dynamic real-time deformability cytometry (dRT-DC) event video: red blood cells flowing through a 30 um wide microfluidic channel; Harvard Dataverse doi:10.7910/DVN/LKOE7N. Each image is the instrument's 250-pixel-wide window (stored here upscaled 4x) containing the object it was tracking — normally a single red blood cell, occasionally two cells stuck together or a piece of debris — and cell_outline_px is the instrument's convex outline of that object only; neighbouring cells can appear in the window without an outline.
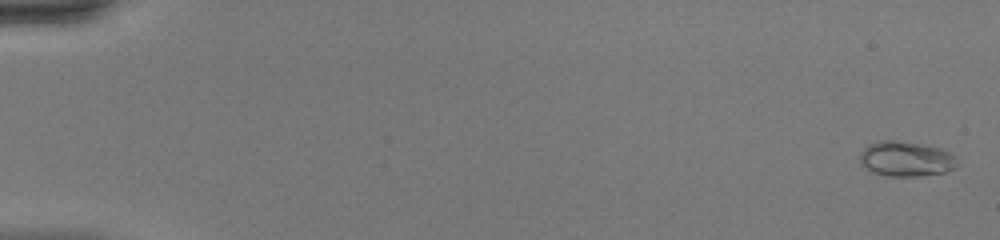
{"species": "common noctule bat (a hibernating species)", "species_latin": "Nyctalus noctula", "temperature_condition": "warm", "stored_images_in_passage": 49, "camera_frame_rate_fps": 3000, "um_per_image_px": 0.085, "animal": {"sex": "female", "body_mass_g": 20.0, "forearm_length_mm": 54.0}, "frame": {"image": 1, "passage_image": 2, "time_ms": 0.333, "image_size_px": [1000, 240], "cell_outline_px": [[956, 168], [944, 172], [916, 176], [884, 176], [872, 172], [860, 160], [860, 152], [868, 144], [880, 140], [896, 140], [924, 144], [940, 148], [956, 156]], "centroid_in_image_um": [77.01, 13.49], "position_along_channel_um": 8.0, "area_um2": 19.88}}
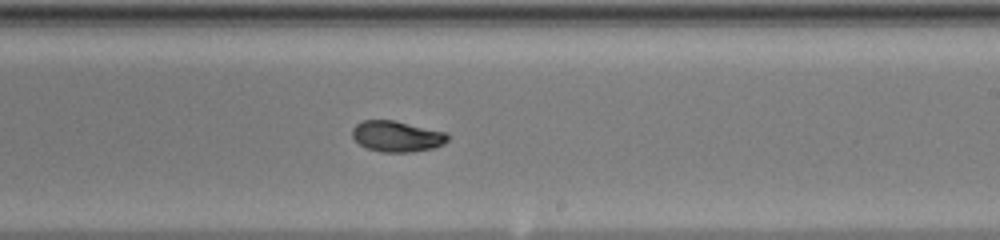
{"frame": {"image": 2, "passage_image": 31, "time_ms": 10.0, "image_size_px": [1000, 240], "cell_outline_px": [[448, 140], [444, 144], [432, 148], [412, 152], [380, 152], [368, 148], [360, 144], [352, 136], [352, 128], [356, 124], [364, 120], [392, 120], [448, 132]], "centroid_in_image_um": [33.75, 11.59], "position_along_channel_um": 255.3, "area_um2": 17.17}}
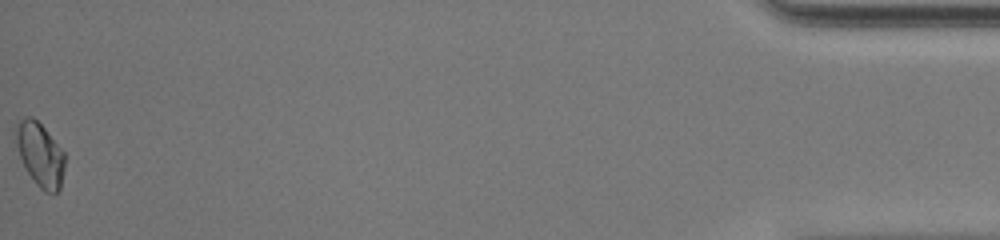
{"frame": {"image": 3, "passage_image": 49, "time_ms": 16.0, "image_size_px": [1000, 240], "cell_outline_px": [[64, 168], [60, 188], [56, 192], [44, 192], [36, 184], [28, 172], [20, 156], [12, 132], [16, 120], [24, 116], [32, 116], [44, 128], [64, 152]], "centroid_in_image_um": [3.35, 13.07], "position_along_channel_um": 431.8, "area_um2": 18.26}, "authors_computed_cell_mechanics": {"area_um2": 17.5712, "velocity_mm_per_s": 4.4491, "shape_relaxation_time_tau1_ms": 5.0754, "shape_relaxation_time_tau2_ms": null, "deformation_change_tau1": 0.1524, "deformation_change_tau2": null}}